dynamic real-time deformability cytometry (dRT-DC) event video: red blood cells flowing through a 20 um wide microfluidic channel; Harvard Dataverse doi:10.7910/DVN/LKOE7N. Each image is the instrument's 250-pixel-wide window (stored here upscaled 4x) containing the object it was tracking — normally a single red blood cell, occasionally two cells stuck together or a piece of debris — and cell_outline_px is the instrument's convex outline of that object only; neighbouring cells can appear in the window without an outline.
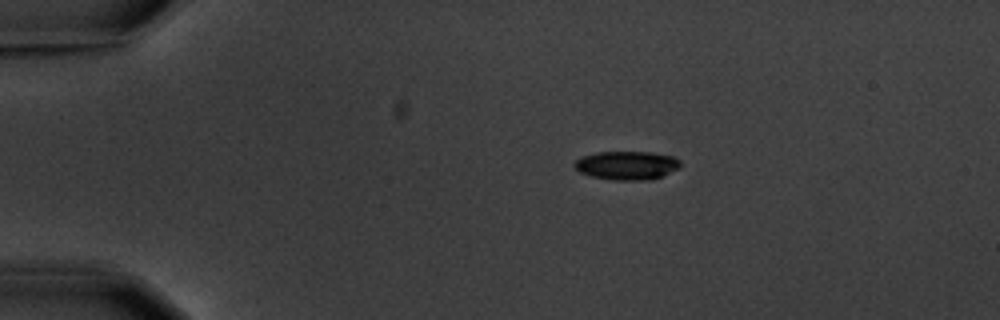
{"species": "common noctule bat (a hibernating species)", "species_latin": "Nyctalus noctula", "temperature_condition": "warm", "stored_images_in_passage": 5, "camera_frame_rate_fps": 3000, "um_per_image_px": 0.085, "animal": {"sex": "male", "body_mass_g": 20.1, "forearm_length_mm": 53.5}, "frame": {"image": 1, "passage_image": 3, "time_ms": 2.333, "image_size_px": [1000, 320], "cell_outline_px": [[680, 168], [660, 176], [644, 180], [616, 180], [592, 176], [580, 172], [572, 164], [580, 156], [596, 152], [652, 152], [672, 156], [680, 160]], "centroid_in_image_um": [53.26, 14.04], "position_along_channel_um": 31.7, "area_um2": 17.57}}